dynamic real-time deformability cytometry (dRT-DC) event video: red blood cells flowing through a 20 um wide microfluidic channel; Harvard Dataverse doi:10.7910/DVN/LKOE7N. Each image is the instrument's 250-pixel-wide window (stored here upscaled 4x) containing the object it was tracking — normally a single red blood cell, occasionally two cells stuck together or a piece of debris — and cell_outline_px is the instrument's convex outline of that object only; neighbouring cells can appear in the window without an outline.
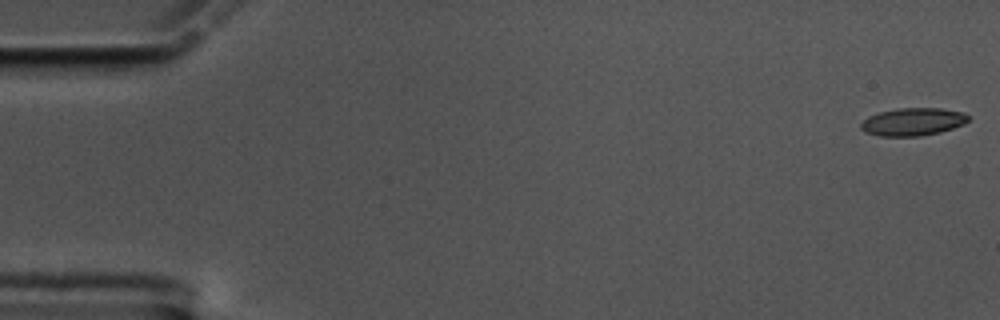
{"species": "common noctule bat (a hibernating species)", "species_latin": "Nyctalus noctula", "temperature_condition": "cold", "stored_images_in_passage": 14, "camera_frame_rate_fps": 3000, "um_per_image_px": 0.085, "animal": {"sex": "male", "body_mass_g": 17.5, "forearm_length_mm": 52.3}, "frame": {"image": 1, "passage_image": 1, "time_ms": 0.0, "image_size_px": [1000, 320], "cell_outline_px": [[972, 116], [964, 124], [940, 132], [920, 136], [880, 136], [864, 132], [860, 128], [860, 124], [868, 116], [880, 112], [900, 108], [940, 108], [964, 112]], "centroid_in_image_um": [77.61, 10.35], "position_along_channel_um": 7.4, "area_um2": 17.46}}
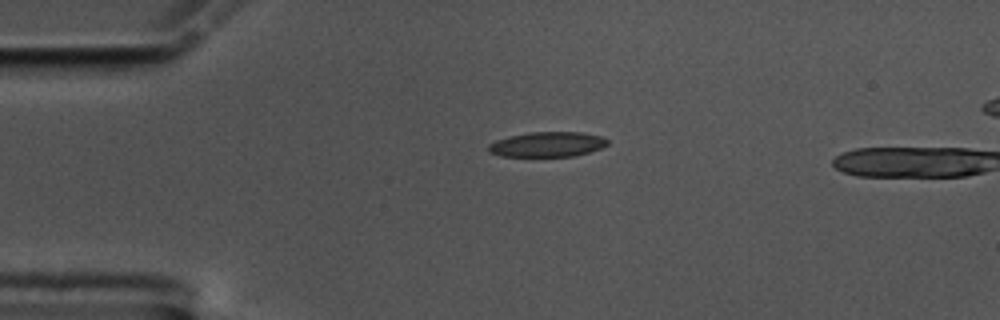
{"frame": {"image": 2, "passage_image": 13, "time_ms": 4.0, "image_size_px": [1000, 320], "cell_outline_px": [[608, 144], [600, 148], [576, 156], [500, 156], [488, 152], [488, 144], [496, 140], [508, 136], [528, 132], [580, 132], [600, 136], [608, 140]], "centroid_in_image_um": [46.48, 12.27], "position_along_channel_um": 38.5, "area_um2": 17.34}}